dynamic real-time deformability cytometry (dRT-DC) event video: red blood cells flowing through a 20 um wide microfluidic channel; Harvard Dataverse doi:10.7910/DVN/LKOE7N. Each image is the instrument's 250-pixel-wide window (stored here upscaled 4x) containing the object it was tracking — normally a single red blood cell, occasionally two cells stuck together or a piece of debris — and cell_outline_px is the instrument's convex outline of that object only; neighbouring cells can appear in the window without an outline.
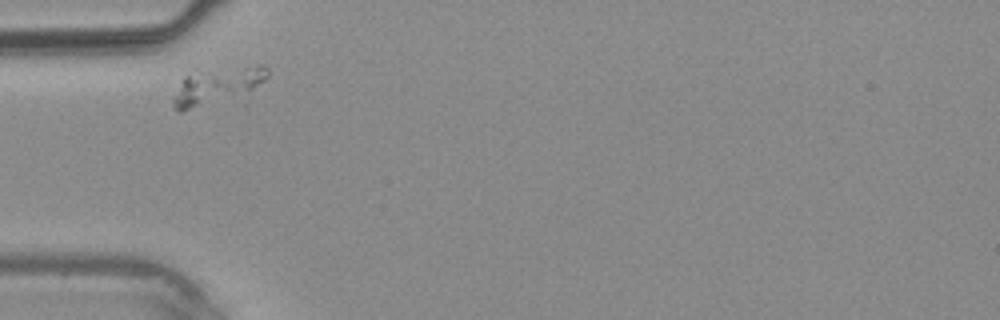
{"species": "common noctule bat (a hibernating species)", "species_latin": "Nyctalus noctula", "temperature_condition": "warm", "stored_images_in_passage": 6, "camera_frame_rate_fps": 3000, "um_per_image_px": 0.085, "animal": {"sex": "male", "body_mass_g": 20.4}, "frame": {"image": 1, "passage_image": 2, "time_ms": 0.333, "image_size_px": [1000, 320], "cell_outline_px": [[268, 76], [244, 104], [180, 112], [172, 104], [172, 100], [184, 76], [192, 68], [260, 64], [264, 64], [268, 68]], "centroid_in_image_um": [18.58, 7.36], "position_along_channel_um": 66.4, "area_um2": 23.81}}
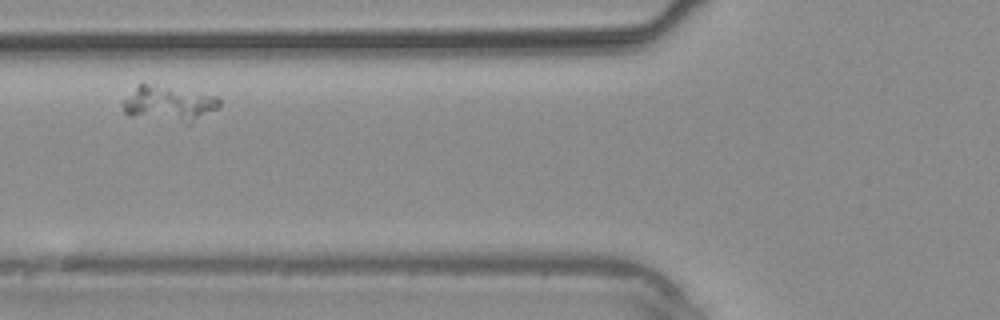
{"frame": {"image": 2, "passage_image": 5, "time_ms": 1.333, "image_size_px": [1000, 320], "cell_outline_px": [[220, 104], [216, 108], [188, 124], [128, 116], [124, 112], [124, 100], [140, 84], [148, 84], [216, 96], [220, 100]], "centroid_in_image_um": [14.32, 8.85], "position_along_channel_um": 111.5, "area_um2": 19.31}}